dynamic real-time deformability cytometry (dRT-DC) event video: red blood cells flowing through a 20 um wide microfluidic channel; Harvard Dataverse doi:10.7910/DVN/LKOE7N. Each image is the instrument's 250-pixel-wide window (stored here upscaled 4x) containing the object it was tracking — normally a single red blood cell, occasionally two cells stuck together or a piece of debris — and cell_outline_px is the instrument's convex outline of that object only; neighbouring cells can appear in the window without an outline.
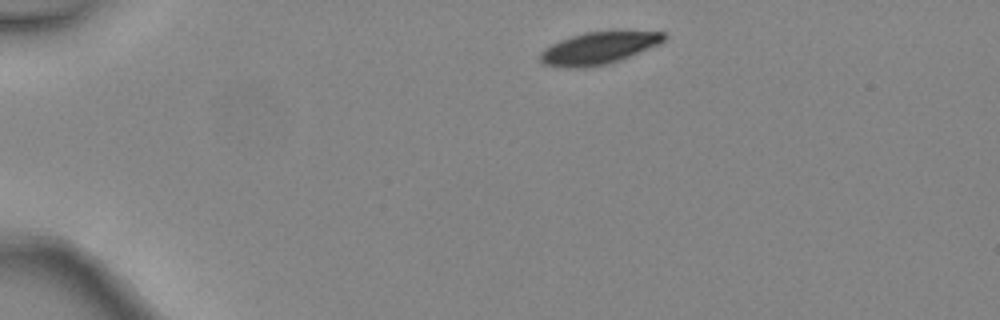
{"species": "common noctule bat (a hibernating species)", "species_latin": "Nyctalus noctula", "temperature_condition": "warm", "stored_images_in_passage": 3, "camera_frame_rate_fps": 3000, "um_per_image_px": 0.085, "animal": {"sex": "female", "body_mass_g": 24.6, "forearm_length_mm": 56.2}, "frame": {"image": 1, "passage_image": 1, "time_ms": 0.0, "image_size_px": [1000, 320], "cell_outline_px": [[668, 36], [660, 44], [620, 60], [604, 64], [584, 68], [568, 68], [544, 64], [540, 60], [540, 52], [544, 48], [560, 40], [572, 36], [588, 32], [664, 32]], "centroid_in_image_um": [50.87, 4.1], "position_along_channel_um": 34.1, "area_um2": 22.83}}
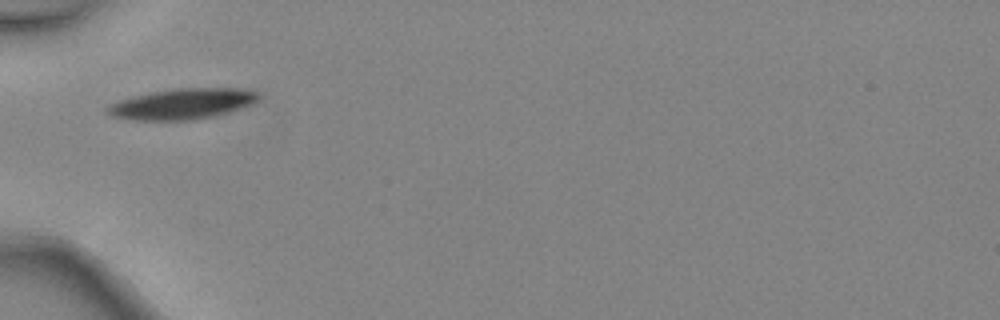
{"frame": {"image": 2, "passage_image": 3, "time_ms": 0.667, "image_size_px": [1000, 320], "cell_outline_px": [[260, 96], [252, 104], [228, 112], [196, 120], [128, 120], [112, 116], [104, 108], [108, 104], [120, 100], [152, 92], [176, 88], [236, 88], [256, 92]], "centroid_in_image_um": [15.45, 8.84], "position_along_channel_um": 69.5, "area_um2": 26.82}}